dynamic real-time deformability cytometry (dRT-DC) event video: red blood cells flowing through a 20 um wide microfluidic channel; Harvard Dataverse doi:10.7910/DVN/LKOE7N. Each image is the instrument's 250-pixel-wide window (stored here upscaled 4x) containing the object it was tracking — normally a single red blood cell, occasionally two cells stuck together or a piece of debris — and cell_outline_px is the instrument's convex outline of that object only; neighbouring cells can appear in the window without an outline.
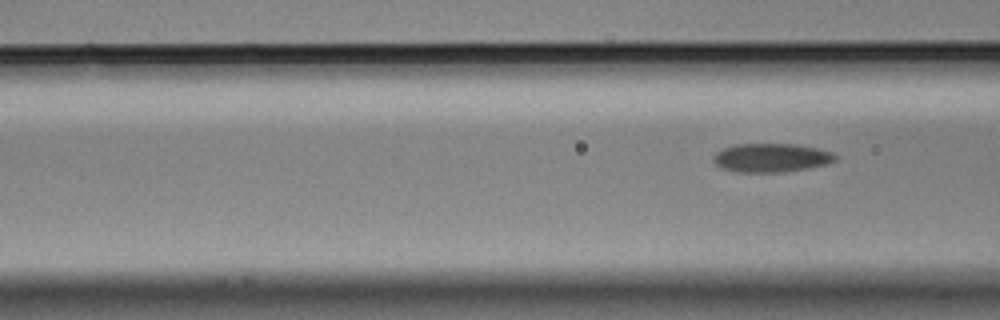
{"species": "Egyptian fruit bat (a non-hibernating species)", "species_latin": "Rousettus aegyptiacus", "temperature_condition": "cold", "stored_images_in_passage": 7, "segment_of_instrument_passage": [2, 2], "camera_frame_rate_fps": 3000, "um_per_image_px": 0.085, "animal": {"sex": "male"}, "frame": {"image": 1, "passage_image": 7, "time_ms": 2.0, "image_size_px": [1000, 320], "cell_outline_px": [[836, 160], [824, 164], [808, 168], [784, 172], [732, 172], [720, 168], [712, 160], [716, 152], [724, 148], [736, 144], [796, 144], [816, 148], [832, 152], [836, 156]], "centroid_in_image_um": [65.51, 13.41], "position_along_channel_um": 101.1, "area_um2": 20.4}}